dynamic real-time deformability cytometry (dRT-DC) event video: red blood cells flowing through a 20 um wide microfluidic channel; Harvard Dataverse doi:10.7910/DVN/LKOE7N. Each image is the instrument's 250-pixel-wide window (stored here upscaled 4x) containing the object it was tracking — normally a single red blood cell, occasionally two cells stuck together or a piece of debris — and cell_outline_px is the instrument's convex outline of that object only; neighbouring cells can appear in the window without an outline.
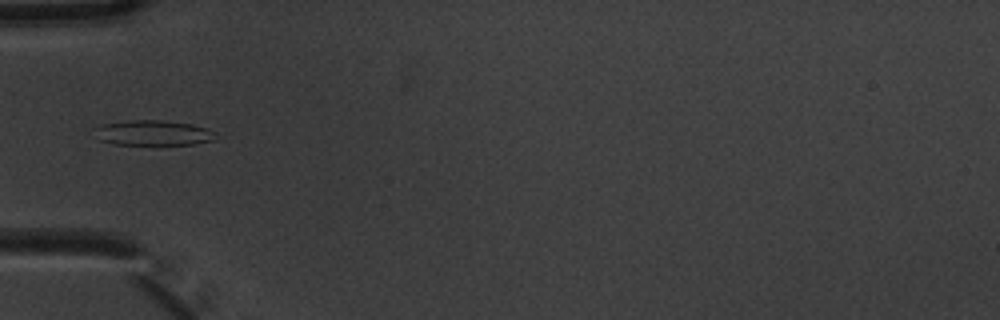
{"species": "common noctule bat (a hibernating species)", "species_latin": "Nyctalus noctula", "temperature_condition": "warm", "stored_images_in_passage": 3, "camera_frame_rate_fps": 3000, "um_per_image_px": 0.085, "animal": {"sex": "male", "body_mass_g": 20.1, "forearm_length_mm": 53.5}, "frame": {"image": 1, "passage_image": 3, "time_ms": 0.667, "image_size_px": [1000, 320], "cell_outline_px": [[216, 132], [212, 140], [196, 144], [160, 148], [116, 144], [100, 140], [92, 128], [100, 124], [128, 120], [164, 120], [192, 124], [208, 128]], "centroid_in_image_um": [13.02, 11.34], "position_along_channel_um": 72.0, "area_um2": 18.96}}